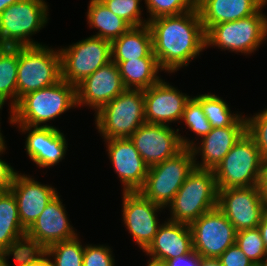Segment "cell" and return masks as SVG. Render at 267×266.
I'll return each instance as SVG.
<instances>
[{"mask_svg":"<svg viewBox=\"0 0 267 266\" xmlns=\"http://www.w3.org/2000/svg\"><path fill=\"white\" fill-rule=\"evenodd\" d=\"M153 54L162 70L172 73L185 67L206 48V34L196 9L148 21Z\"/></svg>","mask_w":267,"mask_h":266,"instance_id":"1","label":"cell"},{"mask_svg":"<svg viewBox=\"0 0 267 266\" xmlns=\"http://www.w3.org/2000/svg\"><path fill=\"white\" fill-rule=\"evenodd\" d=\"M77 107L76 86L60 80L24 95L10 111V123L41 127L72 107Z\"/></svg>","mask_w":267,"mask_h":266,"instance_id":"2","label":"cell"},{"mask_svg":"<svg viewBox=\"0 0 267 266\" xmlns=\"http://www.w3.org/2000/svg\"><path fill=\"white\" fill-rule=\"evenodd\" d=\"M218 189L213 170L194 168L172 202L170 221L190 225L217 207Z\"/></svg>","mask_w":267,"mask_h":266,"instance_id":"3","label":"cell"},{"mask_svg":"<svg viewBox=\"0 0 267 266\" xmlns=\"http://www.w3.org/2000/svg\"><path fill=\"white\" fill-rule=\"evenodd\" d=\"M62 80L61 55L45 45L19 46L17 103L26 94Z\"/></svg>","mask_w":267,"mask_h":266,"instance_id":"4","label":"cell"},{"mask_svg":"<svg viewBox=\"0 0 267 266\" xmlns=\"http://www.w3.org/2000/svg\"><path fill=\"white\" fill-rule=\"evenodd\" d=\"M265 160L245 132L213 170L217 189L258 186Z\"/></svg>","mask_w":267,"mask_h":266,"instance_id":"5","label":"cell"},{"mask_svg":"<svg viewBox=\"0 0 267 266\" xmlns=\"http://www.w3.org/2000/svg\"><path fill=\"white\" fill-rule=\"evenodd\" d=\"M95 114L104 139L129 138L146 123L143 90L126 89Z\"/></svg>","mask_w":267,"mask_h":266,"instance_id":"6","label":"cell"},{"mask_svg":"<svg viewBox=\"0 0 267 266\" xmlns=\"http://www.w3.org/2000/svg\"><path fill=\"white\" fill-rule=\"evenodd\" d=\"M195 168L190 148L184 147L173 157L149 167L139 192L153 203L165 208Z\"/></svg>","mask_w":267,"mask_h":266,"instance_id":"7","label":"cell"},{"mask_svg":"<svg viewBox=\"0 0 267 266\" xmlns=\"http://www.w3.org/2000/svg\"><path fill=\"white\" fill-rule=\"evenodd\" d=\"M44 0H20L0 14V46L40 45L30 39L48 21Z\"/></svg>","mask_w":267,"mask_h":266,"instance_id":"8","label":"cell"},{"mask_svg":"<svg viewBox=\"0 0 267 266\" xmlns=\"http://www.w3.org/2000/svg\"><path fill=\"white\" fill-rule=\"evenodd\" d=\"M265 5L255 14L211 26L206 32V47L251 54L267 38V16L262 13Z\"/></svg>","mask_w":267,"mask_h":266,"instance_id":"9","label":"cell"},{"mask_svg":"<svg viewBox=\"0 0 267 266\" xmlns=\"http://www.w3.org/2000/svg\"><path fill=\"white\" fill-rule=\"evenodd\" d=\"M59 51L62 80L74 86L111 61V42L95 36Z\"/></svg>","mask_w":267,"mask_h":266,"instance_id":"10","label":"cell"},{"mask_svg":"<svg viewBox=\"0 0 267 266\" xmlns=\"http://www.w3.org/2000/svg\"><path fill=\"white\" fill-rule=\"evenodd\" d=\"M173 130L169 125L142 124L129 138L148 167L161 163L180 152L191 148L195 142Z\"/></svg>","mask_w":267,"mask_h":266,"instance_id":"11","label":"cell"},{"mask_svg":"<svg viewBox=\"0 0 267 266\" xmlns=\"http://www.w3.org/2000/svg\"><path fill=\"white\" fill-rule=\"evenodd\" d=\"M193 249L205 258H218L236 242L237 231L216 207L189 225Z\"/></svg>","mask_w":267,"mask_h":266,"instance_id":"12","label":"cell"},{"mask_svg":"<svg viewBox=\"0 0 267 266\" xmlns=\"http://www.w3.org/2000/svg\"><path fill=\"white\" fill-rule=\"evenodd\" d=\"M217 208L237 232L256 228L267 210L258 186L219 189Z\"/></svg>","mask_w":267,"mask_h":266,"instance_id":"13","label":"cell"},{"mask_svg":"<svg viewBox=\"0 0 267 266\" xmlns=\"http://www.w3.org/2000/svg\"><path fill=\"white\" fill-rule=\"evenodd\" d=\"M66 212L57 194L26 231V248L45 250L55 243L75 238L77 233L70 225Z\"/></svg>","mask_w":267,"mask_h":266,"instance_id":"14","label":"cell"},{"mask_svg":"<svg viewBox=\"0 0 267 266\" xmlns=\"http://www.w3.org/2000/svg\"><path fill=\"white\" fill-rule=\"evenodd\" d=\"M122 200L124 224L140 249L145 251L161 225L155 212L164 208L145 198L139 191L123 192Z\"/></svg>","mask_w":267,"mask_h":266,"instance_id":"15","label":"cell"},{"mask_svg":"<svg viewBox=\"0 0 267 266\" xmlns=\"http://www.w3.org/2000/svg\"><path fill=\"white\" fill-rule=\"evenodd\" d=\"M125 90L117 64L110 61L76 86L77 106L88 105L96 113Z\"/></svg>","mask_w":267,"mask_h":266,"instance_id":"16","label":"cell"},{"mask_svg":"<svg viewBox=\"0 0 267 266\" xmlns=\"http://www.w3.org/2000/svg\"><path fill=\"white\" fill-rule=\"evenodd\" d=\"M110 162L123 184V192L139 191L149 167L130 138L105 139Z\"/></svg>","mask_w":267,"mask_h":266,"instance_id":"17","label":"cell"},{"mask_svg":"<svg viewBox=\"0 0 267 266\" xmlns=\"http://www.w3.org/2000/svg\"><path fill=\"white\" fill-rule=\"evenodd\" d=\"M146 123L168 125L181 120L186 102L191 98L180 93L162 78L143 90Z\"/></svg>","mask_w":267,"mask_h":266,"instance_id":"18","label":"cell"},{"mask_svg":"<svg viewBox=\"0 0 267 266\" xmlns=\"http://www.w3.org/2000/svg\"><path fill=\"white\" fill-rule=\"evenodd\" d=\"M18 128L22 129V133H29L25 149L37 166L49 168L64 158L67 150L66 139L56 127L46 124L41 127L18 125Z\"/></svg>","mask_w":267,"mask_h":266,"instance_id":"19","label":"cell"},{"mask_svg":"<svg viewBox=\"0 0 267 266\" xmlns=\"http://www.w3.org/2000/svg\"><path fill=\"white\" fill-rule=\"evenodd\" d=\"M10 191L16 199L19 218L26 231L58 193L55 188L41 184L29 175L21 173L16 174Z\"/></svg>","mask_w":267,"mask_h":266,"instance_id":"20","label":"cell"},{"mask_svg":"<svg viewBox=\"0 0 267 266\" xmlns=\"http://www.w3.org/2000/svg\"><path fill=\"white\" fill-rule=\"evenodd\" d=\"M245 132L246 117L244 116H241L233 125L223 128H212L201 139V144L198 147L194 144L190 148L194 156L195 167L214 170ZM198 153L202 155V162L200 164L195 158Z\"/></svg>","mask_w":267,"mask_h":266,"instance_id":"21","label":"cell"},{"mask_svg":"<svg viewBox=\"0 0 267 266\" xmlns=\"http://www.w3.org/2000/svg\"><path fill=\"white\" fill-rule=\"evenodd\" d=\"M264 5L265 0H196L205 32L218 23L247 18Z\"/></svg>","mask_w":267,"mask_h":266,"instance_id":"22","label":"cell"},{"mask_svg":"<svg viewBox=\"0 0 267 266\" xmlns=\"http://www.w3.org/2000/svg\"><path fill=\"white\" fill-rule=\"evenodd\" d=\"M192 250L193 241L189 225L168 219L160 225L153 242L143 252L155 259L166 261Z\"/></svg>","mask_w":267,"mask_h":266,"instance_id":"23","label":"cell"},{"mask_svg":"<svg viewBox=\"0 0 267 266\" xmlns=\"http://www.w3.org/2000/svg\"><path fill=\"white\" fill-rule=\"evenodd\" d=\"M25 236L13 193L0 191V254H14L26 248Z\"/></svg>","mask_w":267,"mask_h":266,"instance_id":"24","label":"cell"},{"mask_svg":"<svg viewBox=\"0 0 267 266\" xmlns=\"http://www.w3.org/2000/svg\"><path fill=\"white\" fill-rule=\"evenodd\" d=\"M156 58L153 54L152 34L148 24L130 27L111 42V61Z\"/></svg>","mask_w":267,"mask_h":266,"instance_id":"25","label":"cell"},{"mask_svg":"<svg viewBox=\"0 0 267 266\" xmlns=\"http://www.w3.org/2000/svg\"><path fill=\"white\" fill-rule=\"evenodd\" d=\"M126 89L146 90L161 79L157 75L161 67L157 58H138L127 61H113Z\"/></svg>","mask_w":267,"mask_h":266,"instance_id":"26","label":"cell"},{"mask_svg":"<svg viewBox=\"0 0 267 266\" xmlns=\"http://www.w3.org/2000/svg\"><path fill=\"white\" fill-rule=\"evenodd\" d=\"M87 19L90 28L99 30L95 37L114 41L124 34L131 26L122 18L113 14L102 2H89Z\"/></svg>","mask_w":267,"mask_h":266,"instance_id":"27","label":"cell"},{"mask_svg":"<svg viewBox=\"0 0 267 266\" xmlns=\"http://www.w3.org/2000/svg\"><path fill=\"white\" fill-rule=\"evenodd\" d=\"M19 46H0V108L11 98L12 110L17 104Z\"/></svg>","mask_w":267,"mask_h":266,"instance_id":"28","label":"cell"},{"mask_svg":"<svg viewBox=\"0 0 267 266\" xmlns=\"http://www.w3.org/2000/svg\"><path fill=\"white\" fill-rule=\"evenodd\" d=\"M194 98L201 104L212 128L233 125L241 117L239 114H231L228 104L215 94L205 93Z\"/></svg>","mask_w":267,"mask_h":266,"instance_id":"29","label":"cell"},{"mask_svg":"<svg viewBox=\"0 0 267 266\" xmlns=\"http://www.w3.org/2000/svg\"><path fill=\"white\" fill-rule=\"evenodd\" d=\"M78 236L73 239L60 241L45 249L49 257H53V266H83V247L78 240Z\"/></svg>","mask_w":267,"mask_h":266,"instance_id":"30","label":"cell"},{"mask_svg":"<svg viewBox=\"0 0 267 266\" xmlns=\"http://www.w3.org/2000/svg\"><path fill=\"white\" fill-rule=\"evenodd\" d=\"M235 243L256 266L262 265L267 249L258 227L238 231Z\"/></svg>","mask_w":267,"mask_h":266,"instance_id":"31","label":"cell"},{"mask_svg":"<svg viewBox=\"0 0 267 266\" xmlns=\"http://www.w3.org/2000/svg\"><path fill=\"white\" fill-rule=\"evenodd\" d=\"M149 20L161 16L180 15L196 9V0H145Z\"/></svg>","mask_w":267,"mask_h":266,"instance_id":"32","label":"cell"},{"mask_svg":"<svg viewBox=\"0 0 267 266\" xmlns=\"http://www.w3.org/2000/svg\"><path fill=\"white\" fill-rule=\"evenodd\" d=\"M181 120H184L185 125L202 138L212 130L201 104L194 97L186 102Z\"/></svg>","mask_w":267,"mask_h":266,"instance_id":"33","label":"cell"},{"mask_svg":"<svg viewBox=\"0 0 267 266\" xmlns=\"http://www.w3.org/2000/svg\"><path fill=\"white\" fill-rule=\"evenodd\" d=\"M113 14L122 18L131 27H137L148 24V20L140 17V0H101ZM146 21V22H145Z\"/></svg>","mask_w":267,"mask_h":266,"instance_id":"34","label":"cell"},{"mask_svg":"<svg viewBox=\"0 0 267 266\" xmlns=\"http://www.w3.org/2000/svg\"><path fill=\"white\" fill-rule=\"evenodd\" d=\"M246 132L254 139L261 157L267 161V109L246 117Z\"/></svg>","mask_w":267,"mask_h":266,"instance_id":"35","label":"cell"},{"mask_svg":"<svg viewBox=\"0 0 267 266\" xmlns=\"http://www.w3.org/2000/svg\"><path fill=\"white\" fill-rule=\"evenodd\" d=\"M83 266H115L111 248L103 245H86Z\"/></svg>","mask_w":267,"mask_h":266,"instance_id":"36","label":"cell"},{"mask_svg":"<svg viewBox=\"0 0 267 266\" xmlns=\"http://www.w3.org/2000/svg\"><path fill=\"white\" fill-rule=\"evenodd\" d=\"M18 266H53L51 258L45 250H33L24 248L12 254Z\"/></svg>","mask_w":267,"mask_h":266,"instance_id":"37","label":"cell"},{"mask_svg":"<svg viewBox=\"0 0 267 266\" xmlns=\"http://www.w3.org/2000/svg\"><path fill=\"white\" fill-rule=\"evenodd\" d=\"M221 266H256L235 243L218 257Z\"/></svg>","mask_w":267,"mask_h":266,"instance_id":"38","label":"cell"},{"mask_svg":"<svg viewBox=\"0 0 267 266\" xmlns=\"http://www.w3.org/2000/svg\"><path fill=\"white\" fill-rule=\"evenodd\" d=\"M5 149L6 146L0 149V155L6 151ZM17 173L7 162L0 159V191L10 190Z\"/></svg>","mask_w":267,"mask_h":266,"instance_id":"39","label":"cell"},{"mask_svg":"<svg viewBox=\"0 0 267 266\" xmlns=\"http://www.w3.org/2000/svg\"><path fill=\"white\" fill-rule=\"evenodd\" d=\"M202 256L194 249L181 256L166 260L168 266H200Z\"/></svg>","mask_w":267,"mask_h":266,"instance_id":"40","label":"cell"},{"mask_svg":"<svg viewBox=\"0 0 267 266\" xmlns=\"http://www.w3.org/2000/svg\"><path fill=\"white\" fill-rule=\"evenodd\" d=\"M258 188L260 195L267 206V161L264 162L263 168L260 174Z\"/></svg>","mask_w":267,"mask_h":266,"instance_id":"41","label":"cell"},{"mask_svg":"<svg viewBox=\"0 0 267 266\" xmlns=\"http://www.w3.org/2000/svg\"><path fill=\"white\" fill-rule=\"evenodd\" d=\"M257 227L260 231L261 238L263 239L264 245L267 249V210L264 212L261 221Z\"/></svg>","mask_w":267,"mask_h":266,"instance_id":"42","label":"cell"},{"mask_svg":"<svg viewBox=\"0 0 267 266\" xmlns=\"http://www.w3.org/2000/svg\"><path fill=\"white\" fill-rule=\"evenodd\" d=\"M200 266H221V264L218 258L202 257Z\"/></svg>","mask_w":267,"mask_h":266,"instance_id":"43","label":"cell"},{"mask_svg":"<svg viewBox=\"0 0 267 266\" xmlns=\"http://www.w3.org/2000/svg\"><path fill=\"white\" fill-rule=\"evenodd\" d=\"M20 0H0V14L12 4L18 2Z\"/></svg>","mask_w":267,"mask_h":266,"instance_id":"44","label":"cell"},{"mask_svg":"<svg viewBox=\"0 0 267 266\" xmlns=\"http://www.w3.org/2000/svg\"><path fill=\"white\" fill-rule=\"evenodd\" d=\"M147 266H168L165 260L155 259L150 257Z\"/></svg>","mask_w":267,"mask_h":266,"instance_id":"45","label":"cell"},{"mask_svg":"<svg viewBox=\"0 0 267 266\" xmlns=\"http://www.w3.org/2000/svg\"><path fill=\"white\" fill-rule=\"evenodd\" d=\"M12 254H0V266H10L8 263H7V257L10 256ZM14 266H18V264L14 265Z\"/></svg>","mask_w":267,"mask_h":266,"instance_id":"46","label":"cell"},{"mask_svg":"<svg viewBox=\"0 0 267 266\" xmlns=\"http://www.w3.org/2000/svg\"><path fill=\"white\" fill-rule=\"evenodd\" d=\"M2 110V108H0ZM1 131V129H0ZM5 147V141H4V137L2 136V133L0 132V149Z\"/></svg>","mask_w":267,"mask_h":266,"instance_id":"47","label":"cell"},{"mask_svg":"<svg viewBox=\"0 0 267 266\" xmlns=\"http://www.w3.org/2000/svg\"><path fill=\"white\" fill-rule=\"evenodd\" d=\"M261 266H267V255H266V257L264 258V261H263V263H262Z\"/></svg>","mask_w":267,"mask_h":266,"instance_id":"48","label":"cell"},{"mask_svg":"<svg viewBox=\"0 0 267 266\" xmlns=\"http://www.w3.org/2000/svg\"><path fill=\"white\" fill-rule=\"evenodd\" d=\"M92 2H101V0H90V3Z\"/></svg>","mask_w":267,"mask_h":266,"instance_id":"49","label":"cell"}]
</instances>
